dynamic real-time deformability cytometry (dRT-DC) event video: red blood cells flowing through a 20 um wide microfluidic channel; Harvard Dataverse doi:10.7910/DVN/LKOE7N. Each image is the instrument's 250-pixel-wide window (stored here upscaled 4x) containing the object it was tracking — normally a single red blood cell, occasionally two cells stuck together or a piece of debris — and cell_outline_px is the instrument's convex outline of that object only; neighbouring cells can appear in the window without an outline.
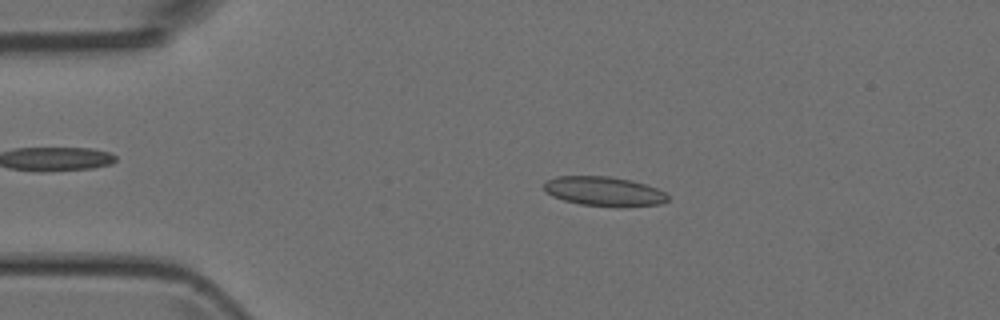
{"species": "Egyptian fruit bat (a non-hibernating species)", "species_latin": "Rousettus aegyptiacus", "temperature_condition": "room temperature", "stored_images_in_passage": 3, "camera_frame_rate_fps": 3000, "um_per_image_px": 0.085, "animal": {"sex": "female"}, "frame": {"image": 1, "passage_image": 2, "time_ms": 1.0, "image_size_px": [1000, 320], "cell_outline_px": [[668, 200], [660, 204], [620, 208], [616, 208], [580, 204], [564, 200], [552, 196], [544, 188], [544, 184], [548, 180], [556, 176], [608, 176], [632, 180], [656, 188], [664, 192], [668, 196]], "centroid_in_image_um": [51.37, 16.28], "position_along_channel_um": 33.6, "area_um2": 21.39}}